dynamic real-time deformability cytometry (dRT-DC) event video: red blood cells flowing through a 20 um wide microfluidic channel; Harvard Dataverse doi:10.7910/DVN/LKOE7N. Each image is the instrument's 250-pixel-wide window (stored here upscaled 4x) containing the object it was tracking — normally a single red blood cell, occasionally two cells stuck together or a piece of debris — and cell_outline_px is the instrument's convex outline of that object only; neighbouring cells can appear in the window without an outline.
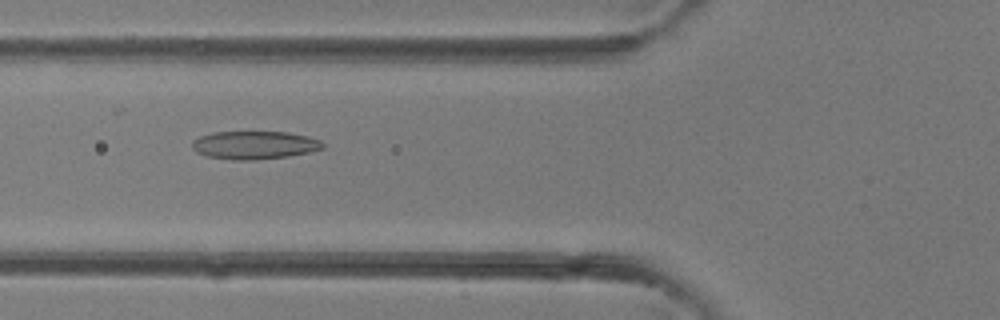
{"species": "common noctule bat (a hibernating species)", "species_latin": "Nyctalus noctula", "temperature_condition": "room temperature", "stored_images_in_passage": 40, "camera_frame_rate_fps": 3000, "um_per_image_px": 0.085, "animal": {"sex": "female"}, "frame": {"image": 1, "passage_image": 15, "time_ms": 4.667, "image_size_px": [1000, 320], "cell_outline_px": [[324, 148], [308, 152], [288, 156], [256, 160], [232, 160], [208, 156], [196, 152], [192, 148], [192, 140], [200, 136], [212, 132], [288, 132], [308, 136], [320, 140], [324, 144]], "centroid_in_image_um": [21.62, 12.33], "position_along_channel_um": 104.2, "area_um2": 21.44}}
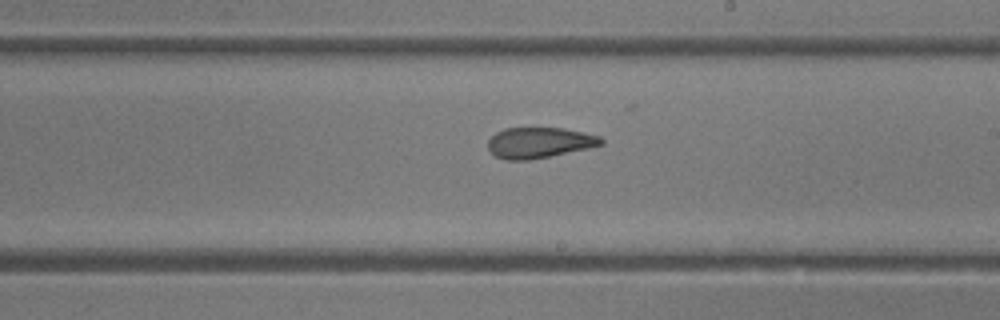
{"frame": {"image": 2, "passage_image": 23, "time_ms": 7.333, "image_size_px": [1000, 320], "cell_outline_px": [[604, 144], [588, 148], [528, 160], [504, 160], [496, 156], [488, 148], [488, 140], [496, 132], [504, 128], [564, 128], [600, 136], [604, 140]], "centroid_in_image_um": [45.83, 12.12], "position_along_channel_um": 243.2, "area_um2": 20.11}}
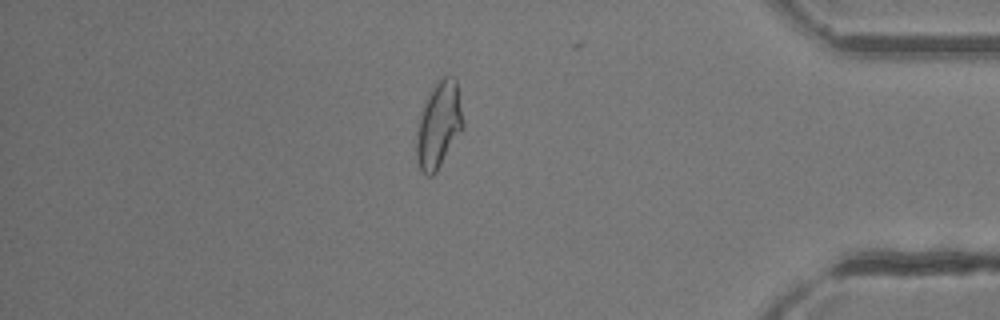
{"frame": {"image": 3, "passage_image": 34, "time_ms": 11.0, "image_size_px": [1000, 320], "cell_outline_px": [[464, 124], [460, 132], [436, 172], [432, 176], [424, 176], [416, 160], [416, 132], [420, 116], [428, 92], [436, 80], [444, 72], [452, 76], [456, 80]], "centroid_in_image_um": [37.27, 10.57], "position_along_channel_um": 397.9, "area_um2": 23.58}}